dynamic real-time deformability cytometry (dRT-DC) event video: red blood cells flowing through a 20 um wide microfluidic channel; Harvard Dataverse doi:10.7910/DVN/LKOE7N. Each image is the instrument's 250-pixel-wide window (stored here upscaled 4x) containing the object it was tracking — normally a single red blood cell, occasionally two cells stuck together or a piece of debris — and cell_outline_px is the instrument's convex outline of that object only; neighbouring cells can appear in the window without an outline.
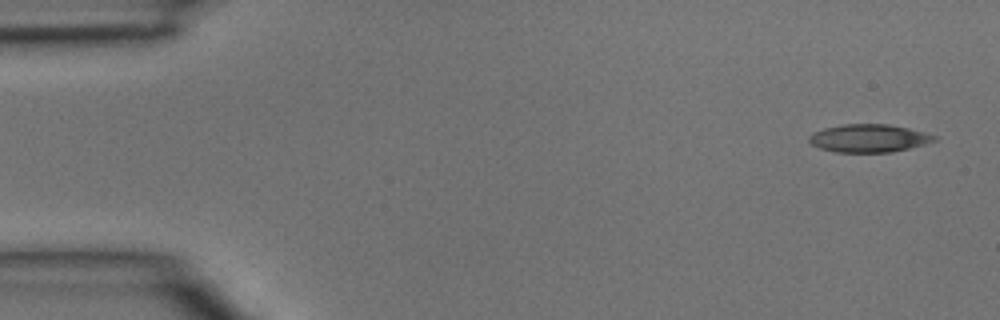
{"species": "common noctule bat (a hibernating species)", "species_latin": "Nyctalus noctula", "temperature_condition": "room temperature", "stored_images_in_passage": 4, "camera_frame_rate_fps": 3000, "um_per_image_px": 0.085, "animal": {"sex": "male", "body_mass_g": 15.6}, "frame": {"image": 1, "passage_image": 1, "time_ms": 0.0, "image_size_px": [1000, 320], "cell_outline_px": [[940, 136], [936, 140], [924, 144], [892, 152], [836, 152], [820, 148], [812, 144], [808, 140], [808, 136], [812, 132], [824, 128], [844, 124], [888, 124], [908, 128]], "centroid_in_image_um": [73.85, 11.74], "position_along_channel_um": 11.2, "area_um2": 20.4}}
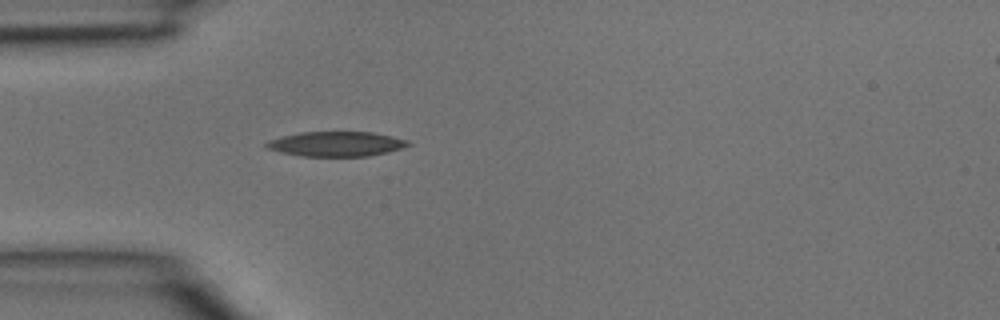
{"frame": {"image": 2, "passage_image": 4, "time_ms": 1.0, "image_size_px": [1000, 320], "cell_outline_px": [[412, 144], [388, 152], [368, 156], [300, 156], [280, 152], [264, 148], [264, 144], [268, 140], [280, 136], [300, 132], [372, 132], [392, 136], [408, 140]], "centroid_in_image_um": [28.53, 12.23], "position_along_channel_um": 56.5, "area_um2": 20.63}}